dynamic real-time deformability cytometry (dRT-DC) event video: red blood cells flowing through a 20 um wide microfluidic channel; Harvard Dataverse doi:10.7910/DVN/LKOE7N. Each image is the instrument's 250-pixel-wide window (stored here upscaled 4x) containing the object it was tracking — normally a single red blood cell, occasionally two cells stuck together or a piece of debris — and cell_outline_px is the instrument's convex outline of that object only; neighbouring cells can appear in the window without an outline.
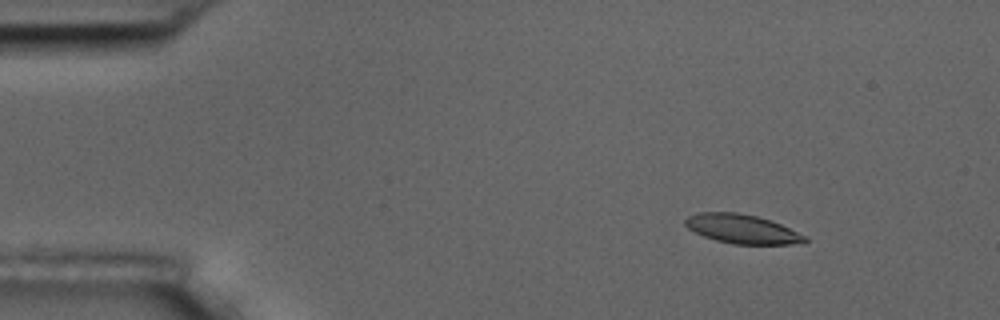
{"species": "common noctule bat (a hibernating species)", "species_latin": "Nyctalus noctula", "temperature_condition": "room temperature", "stored_images_in_passage": 10, "camera_frame_rate_fps": 3000, "um_per_image_px": 0.085, "animal": {"sex": "male", "body_mass_g": 17.5, "forearm_length_mm": 52.3}, "frame": {"image": 1, "passage_image": 3, "time_ms": 2.333, "image_size_px": [1000, 320], "cell_outline_px": [[808, 240], [792, 244], [732, 244], [716, 240], [704, 236], [688, 228], [684, 224], [684, 220], [688, 216], [696, 212], [736, 212], [756, 216], [772, 220], [808, 236]], "centroid_in_image_um": [63.08, 19.45], "position_along_channel_um": 21.9, "area_um2": 20.35}}
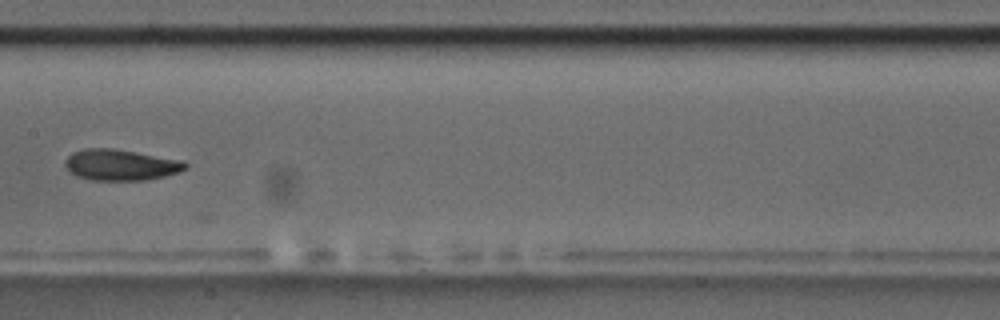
{"frame": {"image": 2, "passage_image": 9, "time_ms": 9.333, "image_size_px": [1000, 320], "cell_outline_px": [[188, 168], [180, 172], [148, 180], [92, 180], [76, 176], [68, 172], [64, 164], [64, 160], [72, 152], [84, 148], [112, 148], [184, 160], [188, 164]], "centroid_in_image_um": [10.25, 14.01], "position_along_channel_um": 197.1, "area_um2": 22.08}}
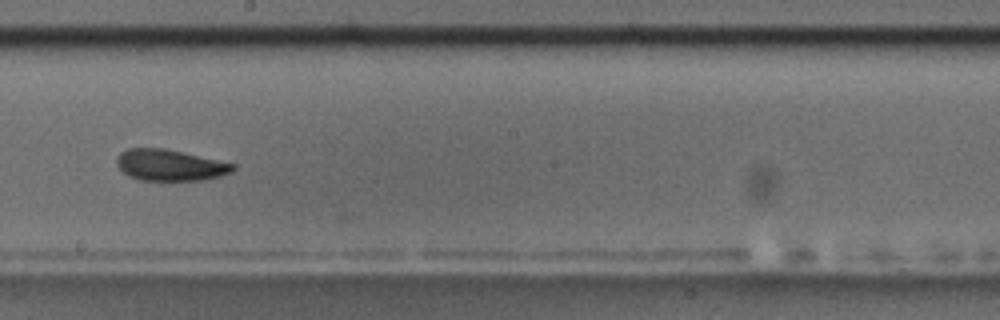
{"frame": {"image": 3, "passage_image": 10, "time_ms": 10.333, "image_size_px": [1000, 320], "cell_outline_px": [[236, 168], [232, 172], [220, 176], [204, 180], [140, 180], [128, 176], [116, 164], [116, 156], [120, 152], [128, 148], [164, 148], [236, 164]], "centroid_in_image_um": [14.44, 14.03], "position_along_channel_um": 233.8, "area_um2": 21.21}}